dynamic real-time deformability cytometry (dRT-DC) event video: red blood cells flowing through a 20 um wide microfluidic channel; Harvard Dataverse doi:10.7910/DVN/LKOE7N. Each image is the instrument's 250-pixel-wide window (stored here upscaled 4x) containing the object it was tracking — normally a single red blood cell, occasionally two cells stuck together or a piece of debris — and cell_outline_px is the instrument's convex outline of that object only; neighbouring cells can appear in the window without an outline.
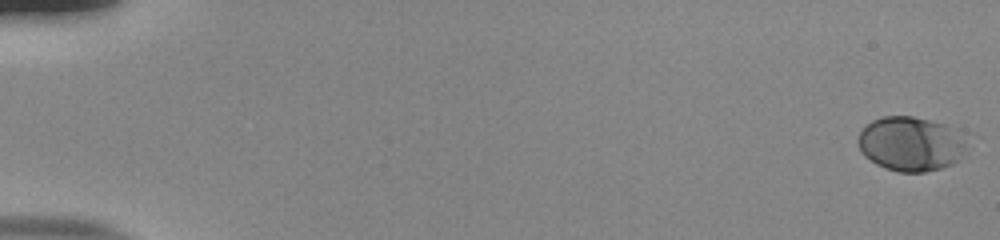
{"species": "human", "species_latin": "Homo sapiens", "temperature_condition": "room temperature", "stored_images_in_passage": 55, "camera_frame_rate_fps": 3000, "um_per_image_px": 0.085, "donor": {"sex": "male"}, "frame": {"image": 1, "passage_image": 1, "time_ms": 0.0, "image_size_px": [1000, 240], "cell_outline_px": [[964, 152], [952, 164], [940, 168], [924, 172], [900, 172], [884, 168], [876, 164], [864, 156], [860, 152], [856, 140], [860, 132], [872, 120], [884, 116], [912, 116], [944, 124], [964, 144]], "centroid_in_image_um": [77.28, 12.25], "position_along_channel_um": 7.7, "area_um2": 33.7}}
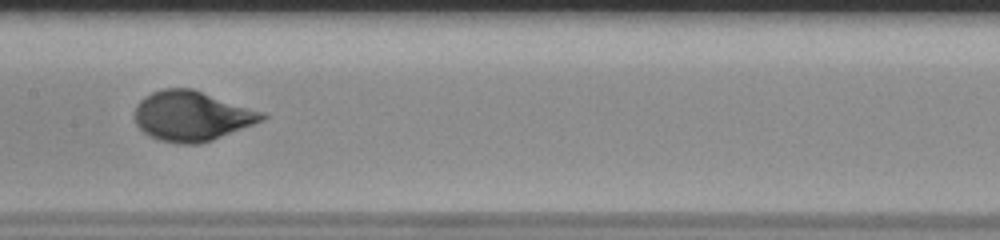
{"frame": {"image": 2, "passage_image": 30, "time_ms": 9.667, "image_size_px": [1000, 240], "cell_outline_px": [[268, 116], [264, 120], [212, 140], [200, 144], [180, 144], [160, 140], [148, 136], [136, 124], [132, 116], [136, 104], [144, 96], [152, 92], [164, 88], [192, 88], [264, 112]], "centroid_in_image_um": [16.27, 9.86], "position_along_channel_um": 191.1, "area_um2": 37.28}}
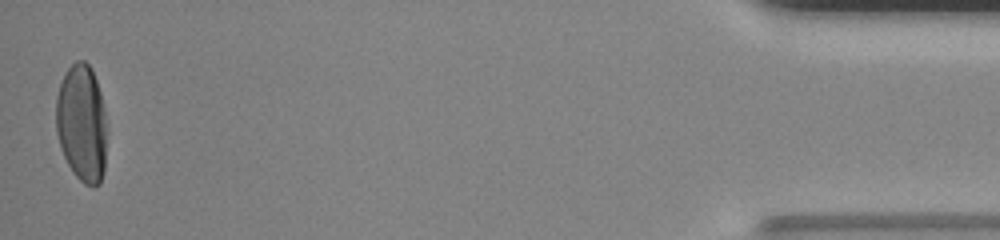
{"frame": {"image": 3, "passage_image": 55, "time_ms": 18.0, "image_size_px": [1000, 240], "cell_outline_px": [[108, 128], [104, 172], [100, 184], [92, 188], [84, 184], [72, 172], [60, 148], [56, 132], [56, 96], [60, 84], [68, 68], [76, 60], [84, 60], [92, 68], [100, 92]], "centroid_in_image_um": [6.97, 10.51], "position_along_channel_um": 428.2, "area_um2": 35.49}, "authors_computed_cell_mechanics": {"area_um2": 34.8534, "velocity_mm_per_s": 3.8049, "shape_relaxation_time_tau1_ms": 3.3359, "shape_relaxation_time_tau2_ms": null, "deformation_change_tau1": 0.1765, "deformation_change_tau2": null}}